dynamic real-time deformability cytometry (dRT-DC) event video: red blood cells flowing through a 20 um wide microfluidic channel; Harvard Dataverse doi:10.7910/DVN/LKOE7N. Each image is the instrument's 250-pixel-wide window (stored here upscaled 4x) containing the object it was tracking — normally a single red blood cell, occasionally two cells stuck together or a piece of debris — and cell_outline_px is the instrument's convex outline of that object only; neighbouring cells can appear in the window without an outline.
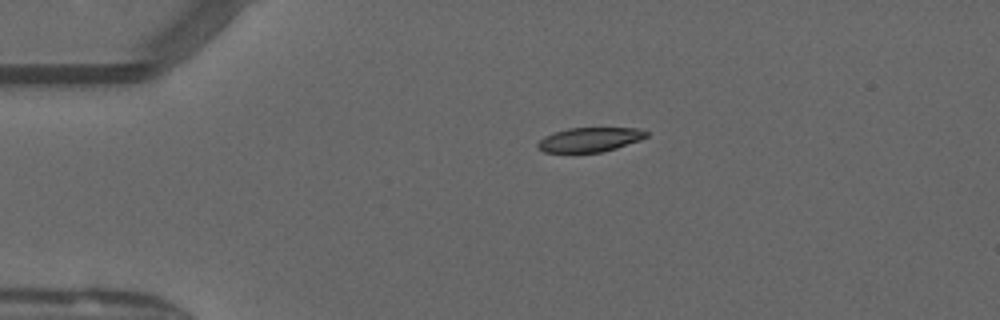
{"species": "common noctule bat (a hibernating species)", "species_latin": "Nyctalus noctula", "temperature_condition": "warm", "stored_images_in_passage": 42, "camera_frame_rate_fps": 3000, "um_per_image_px": 0.085, "animal": {"sex": "male", "forearm_length_mm": 52.5}, "frame": {"image": 1, "passage_image": 2, "time_ms": 0.333, "image_size_px": [1000, 320], "cell_outline_px": [[648, 136], [640, 140], [616, 148], [600, 152], [572, 156], [544, 152], [536, 148], [536, 144], [544, 136], [552, 132], [568, 128], [636, 128], [648, 132]], "centroid_in_image_um": [50.01, 11.92], "position_along_channel_um": 35.0, "area_um2": 16.24}}
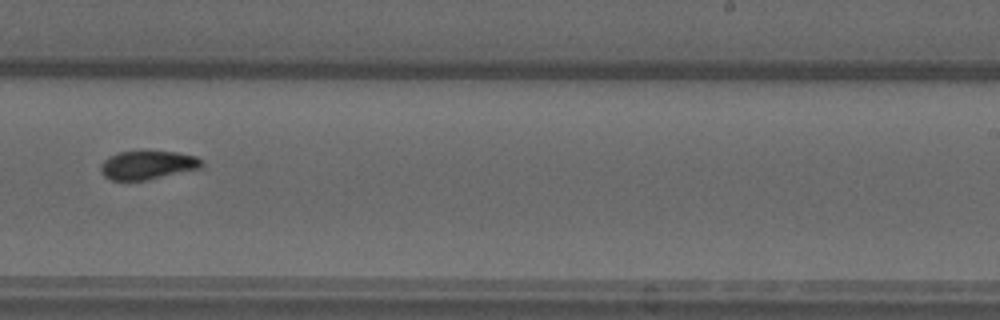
{"frame": {"image": 2, "passage_image": 23, "time_ms": 7.333, "image_size_px": [1000, 320], "cell_outline_px": [[204, 168], [144, 180], [112, 180], [104, 176], [100, 172], [100, 164], [104, 160], [120, 152], [140, 148], [176, 152], [196, 156], [204, 160]], "centroid_in_image_um": [12.59, 13.98], "position_along_channel_um": 276.4, "area_um2": 17.57}}
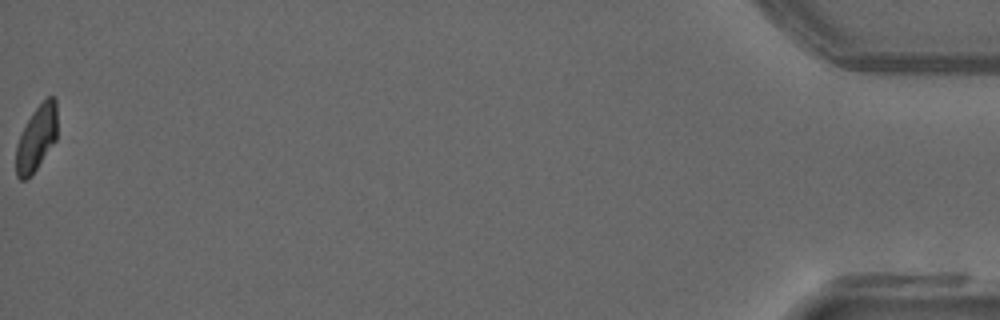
{"frame": {"image": 3, "passage_image": 42, "time_ms": 13.667, "image_size_px": [1000, 320], "cell_outline_px": [[56, 140], [32, 176], [28, 180], [20, 180], [16, 176], [16, 144], [32, 112], [48, 96], [52, 96], [56, 100]], "centroid_in_image_um": [3.09, 11.81], "position_along_channel_um": 432.1, "area_um2": 15.66}, "authors_computed_cell_mechanics": {"area_um2": 16.9643, "velocity_mm_per_s": 4.0725, "shape_relaxation_time_tau1_ms": 5.472, "shape_relaxation_time_tau2_ms": 3.5581, "deformation_change_tau1": 0.1756, "deformation_change_tau2": 0.0803}}